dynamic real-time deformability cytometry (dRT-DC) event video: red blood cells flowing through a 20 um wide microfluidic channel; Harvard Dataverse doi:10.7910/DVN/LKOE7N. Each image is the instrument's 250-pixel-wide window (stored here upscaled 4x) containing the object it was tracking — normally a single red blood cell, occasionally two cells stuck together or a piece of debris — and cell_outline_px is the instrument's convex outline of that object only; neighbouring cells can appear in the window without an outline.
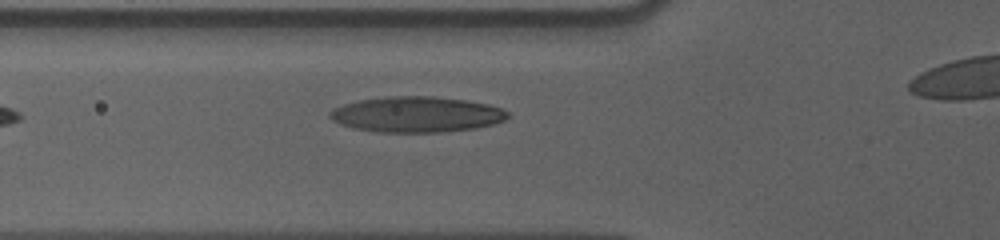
{"species": "human", "species_latin": "Homo sapiens", "temperature_condition": "cold", "stored_images_in_passage": 31, "camera_frame_rate_fps": 3000, "um_per_image_px": 0.085, "donor": {"sex": "male"}, "frame": {"image": 1, "passage_image": 4, "time_ms": 1.0, "image_size_px": [1000, 240], "cell_outline_px": [[508, 116], [504, 120], [492, 124], [476, 128], [440, 132], [376, 132], [352, 128], [340, 124], [332, 120], [328, 116], [328, 112], [332, 108], [344, 104], [360, 100], [388, 96], [432, 96], [464, 100], [488, 104], [500, 108], [508, 112]], "centroid_in_image_um": [35.35, 9.73], "position_along_channel_um": 90.4, "area_um2": 36.93}}
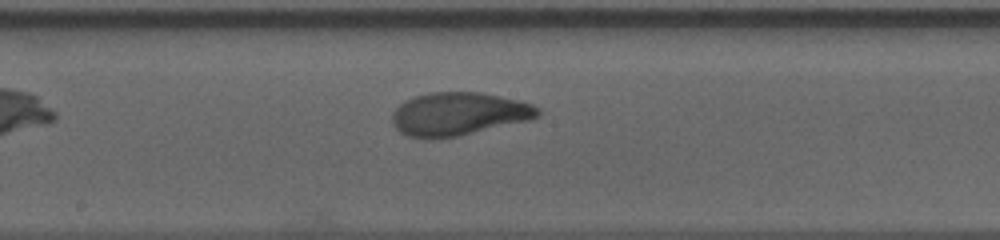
{"frame": {"image": 2, "passage_image": 14, "time_ms": 4.333, "image_size_px": [1000, 240], "cell_outline_px": [[540, 116], [532, 120], [456, 136], [432, 140], [428, 140], [408, 136], [400, 132], [392, 124], [392, 112], [404, 100], [428, 92], [480, 92], [520, 100], [532, 104], [540, 108]], "centroid_in_image_um": [38.98, 9.69], "position_along_channel_um": 209.2, "area_um2": 37.05}}
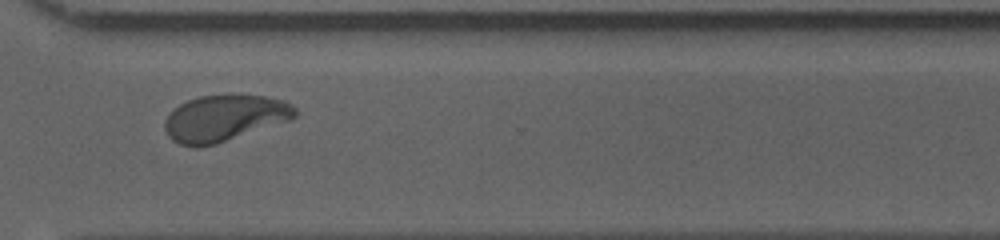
{"frame": {"image": 3, "passage_image": 26, "time_ms": 8.333, "image_size_px": [1000, 240], "cell_outline_px": [[296, 116], [292, 120], [216, 144], [196, 148], [180, 144], [172, 140], [168, 136], [164, 128], [164, 120], [180, 104], [188, 100], [200, 96], [228, 92], [232, 92], [264, 96], [284, 100], [296, 108]], "centroid_in_image_um": [19.1, 10.02], "position_along_channel_um": 351.5, "area_um2": 35.95}}